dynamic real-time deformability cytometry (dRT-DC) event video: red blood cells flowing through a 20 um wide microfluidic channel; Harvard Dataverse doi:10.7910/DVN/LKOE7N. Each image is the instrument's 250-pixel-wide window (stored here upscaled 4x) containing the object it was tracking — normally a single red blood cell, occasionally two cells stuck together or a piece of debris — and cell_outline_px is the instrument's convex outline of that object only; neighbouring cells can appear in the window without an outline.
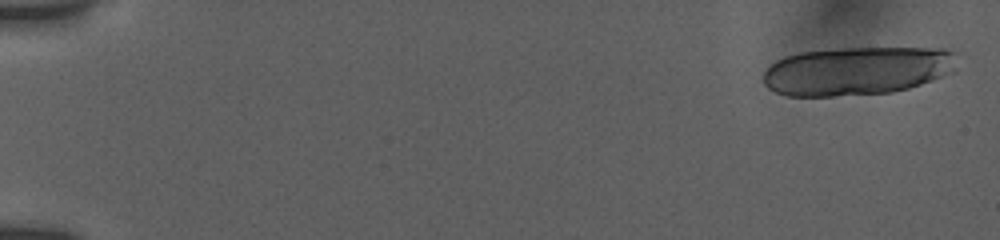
{"species": "human", "species_latin": "Homo sapiens", "temperature_condition": "room temperature", "stored_images_in_passage": 20, "camera_frame_rate_fps": 3000, "um_per_image_px": 0.085, "donor": {"sex": "female"}, "frame": {"image": 1, "passage_image": 1, "time_ms": 0.0, "image_size_px": [1000, 240], "cell_outline_px": [[956, 68], [952, 72], [932, 80], [908, 88], [892, 92], [832, 96], [788, 96], [776, 92], [768, 88], [764, 84], [764, 72], [776, 60], [784, 56], [800, 52], [840, 48], [944, 48], [956, 52]], "centroid_in_image_um": [72.86, 6.01], "position_along_channel_um": 12.1, "area_um2": 54.91}}
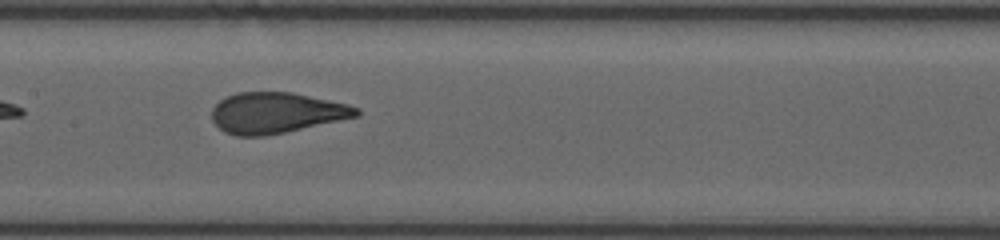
{"frame": {"image": 2, "passage_image": 15, "time_ms": 9.333, "image_size_px": [1000, 240], "cell_outline_px": [[360, 116], [284, 132], [264, 136], [236, 136], [224, 132], [212, 120], [212, 108], [220, 100], [236, 92], [292, 92], [348, 104], [360, 108]], "centroid_in_image_um": [23.49, 9.59], "position_along_channel_um": 183.9, "area_um2": 34.33}}
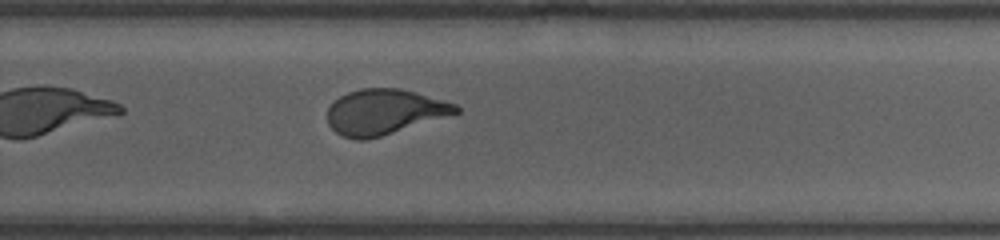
{"frame": {"image": 3, "passage_image": 20, "time_ms": 12.333, "image_size_px": [1000, 240], "cell_outline_px": [[460, 112], [368, 140], [356, 140], [344, 136], [336, 132], [328, 124], [328, 108], [340, 96], [348, 92], [360, 88], [400, 88], [416, 92], [456, 104], [460, 108]], "centroid_in_image_um": [32.66, 9.51], "position_along_channel_um": 297.1, "area_um2": 33.7}}